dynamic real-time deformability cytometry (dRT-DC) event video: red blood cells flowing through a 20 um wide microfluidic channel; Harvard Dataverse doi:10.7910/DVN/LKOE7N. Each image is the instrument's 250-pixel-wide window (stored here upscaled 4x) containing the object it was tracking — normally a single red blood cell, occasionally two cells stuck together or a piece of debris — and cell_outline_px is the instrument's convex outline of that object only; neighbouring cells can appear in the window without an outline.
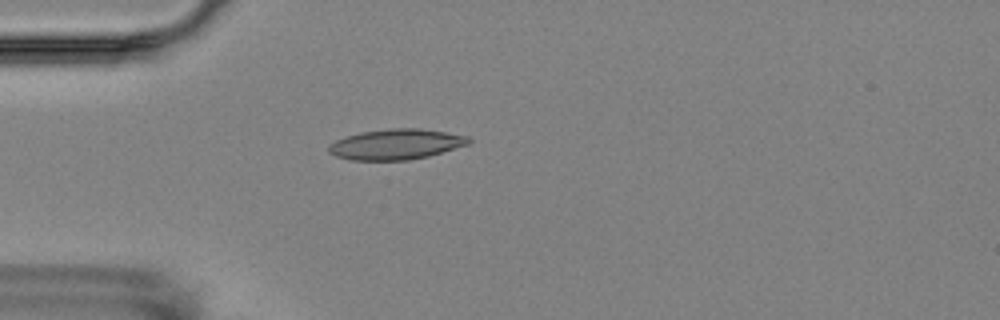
{"species": "Egyptian fruit bat (a non-hibernating species)", "species_latin": "Rousettus aegyptiacus", "temperature_condition": "room temperature", "stored_images_in_passage": 3, "camera_frame_rate_fps": 3000, "um_per_image_px": 0.085, "animal": {"sex": "female"}, "frame": {"image": 1, "passage_image": 2, "time_ms": 1.0, "image_size_px": [1000, 320], "cell_outline_px": [[472, 140], [468, 144], [428, 156], [408, 160], [352, 160], [336, 156], [328, 152], [328, 144], [336, 140], [360, 132], [388, 128], [420, 128], [468, 136]], "centroid_in_image_um": [33.64, 12.26], "position_along_channel_um": 51.4, "area_um2": 24.74}}